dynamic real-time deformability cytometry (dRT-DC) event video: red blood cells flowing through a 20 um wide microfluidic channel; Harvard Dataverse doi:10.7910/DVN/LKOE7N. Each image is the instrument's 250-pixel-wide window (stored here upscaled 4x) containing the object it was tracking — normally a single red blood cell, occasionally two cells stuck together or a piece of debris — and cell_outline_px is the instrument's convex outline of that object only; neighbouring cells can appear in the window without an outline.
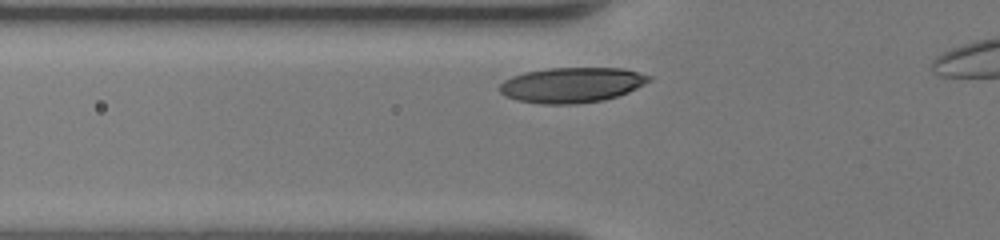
{"species": "human", "species_latin": "Homo sapiens", "temperature_condition": "room temperature", "stored_images_in_passage": 25, "camera_frame_rate_fps": 3000, "um_per_image_px": 0.085, "donor": {"sex": "female"}, "frame": {"image": 1, "passage_image": 3, "time_ms": 0.667, "image_size_px": [1000, 240], "cell_outline_px": [[652, 80], [628, 92], [604, 100], [576, 104], [544, 104], [516, 100], [504, 96], [500, 92], [500, 84], [504, 80], [512, 76], [524, 72], [548, 68], [620, 68], [652, 76]], "centroid_in_image_um": [48.58, 7.22], "position_along_channel_um": 77.2, "area_um2": 30.63}}
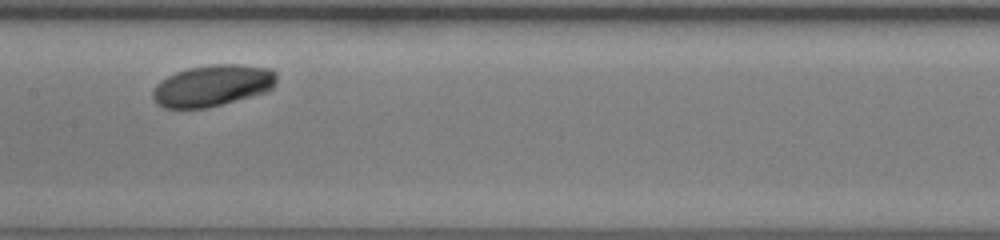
{"frame": {"image": 2, "passage_image": 11, "time_ms": 3.333, "image_size_px": [1000, 240], "cell_outline_px": [[276, 84], [268, 92], [208, 108], [164, 108], [152, 96], [152, 92], [156, 84], [168, 76], [176, 72], [188, 68], [212, 64], [240, 64], [272, 68], [276, 72]], "centroid_in_image_um": [18.12, 7.27], "position_along_channel_um": 189.3, "area_um2": 30.11}}
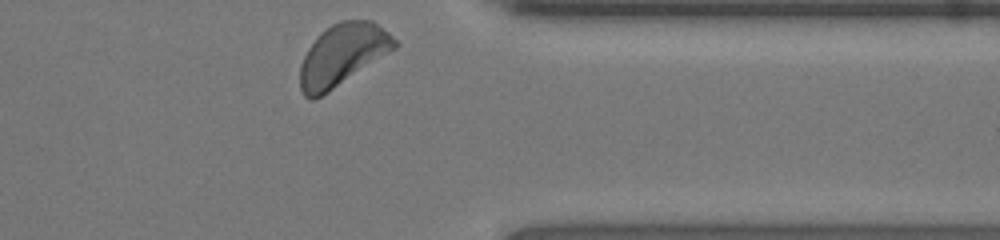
{"frame": {"image": 3, "passage_image": 25, "time_ms": 8.0, "image_size_px": [1000, 240], "cell_outline_px": [[400, 44], [396, 48], [328, 92], [312, 100], [308, 100], [304, 96], [300, 88], [300, 64], [308, 48], [316, 36], [320, 32], [332, 24], [340, 20], [372, 20], [388, 32]], "centroid_in_image_um": [29.09, 4.65], "position_along_channel_um": 382.3, "area_um2": 33.93}, "authors_computed_cell_mechanics": {"area_um2": 30.5184, "velocity_mm_per_s": 4.2264, "shape_relaxation_time_tau1_ms": 1.1592, "shape_relaxation_time_tau2_ms": null, "deformation_change_tau1": 0.0857, "deformation_change_tau2": null}}